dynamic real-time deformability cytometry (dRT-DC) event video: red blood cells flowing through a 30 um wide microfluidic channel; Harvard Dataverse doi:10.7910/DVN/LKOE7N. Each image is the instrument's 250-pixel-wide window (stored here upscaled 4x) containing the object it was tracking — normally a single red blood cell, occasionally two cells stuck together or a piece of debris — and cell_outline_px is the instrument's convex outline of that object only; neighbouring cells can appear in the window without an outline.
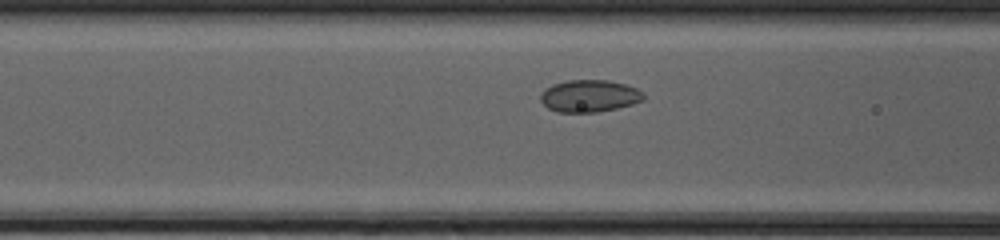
{"species": "common noctule bat (a hibernating species)", "species_latin": "Nyctalus noctula", "temperature_condition": "cold", "stored_images_in_passage": 38, "camera_frame_rate_fps": 3000, "um_per_image_px": 0.085, "animal": {"sex": "female", "body_mass_g": 20.0, "forearm_length_mm": 54.0}, "frame": {"image": 1, "passage_image": 9, "time_ms": 2.667, "image_size_px": [1000, 240], "cell_outline_px": [[644, 100], [632, 104], [616, 108], [596, 112], [556, 112], [548, 108], [540, 100], [540, 96], [544, 88], [552, 84], [568, 80], [608, 80], [624, 84], [636, 88], [644, 96]], "centroid_in_image_um": [50.06, 8.15], "position_along_channel_um": 116.5, "area_um2": 19.25}}
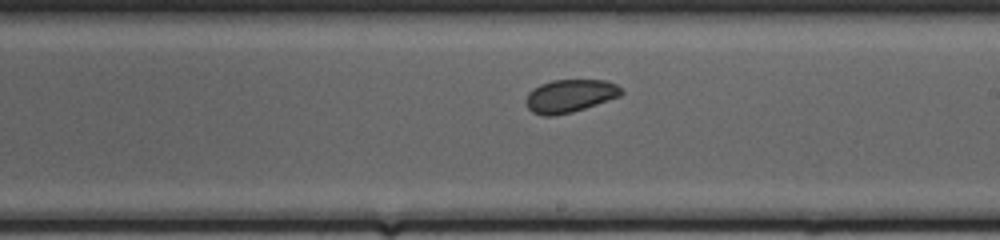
{"frame": {"image": 2, "passage_image": 18, "time_ms": 5.667, "image_size_px": [1000, 240], "cell_outline_px": [[624, 92], [620, 96], [572, 112], [552, 116], [544, 116], [532, 112], [528, 108], [524, 100], [528, 92], [532, 88], [540, 84], [552, 80], [604, 80], [616, 84]], "centroid_in_image_um": [48.39, 8.15], "position_along_channel_um": 240.6, "area_um2": 18.32}}
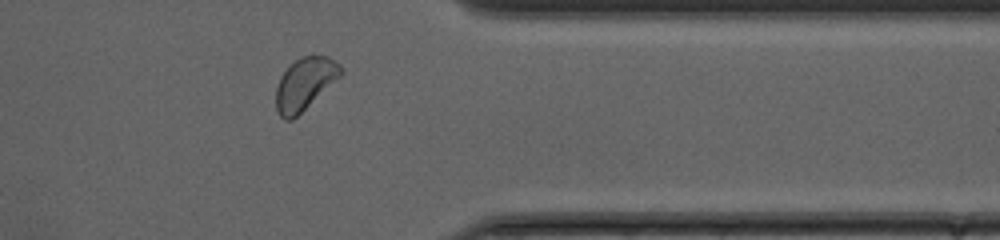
{"frame": {"image": 3, "passage_image": 29, "time_ms": 9.333, "image_size_px": [1000, 240], "cell_outline_px": [[344, 72], [340, 76], [292, 120], [284, 120], [280, 116], [276, 108], [276, 88], [280, 76], [296, 60], [304, 56], [328, 56], [340, 64], [344, 68]], "centroid_in_image_um": [25.91, 7.12], "position_along_channel_um": 385.5, "area_um2": 19.31}, "authors_computed_cell_mechanics": {"area_um2": 19.2763, "velocity_mm_per_s": 4.1369, "shape_relaxation_time_tau1_ms": null, "shape_relaxation_time_tau2_ms": 2.8446, "deformation_change_tau1": null, "deformation_change_tau2": 0.0486}}